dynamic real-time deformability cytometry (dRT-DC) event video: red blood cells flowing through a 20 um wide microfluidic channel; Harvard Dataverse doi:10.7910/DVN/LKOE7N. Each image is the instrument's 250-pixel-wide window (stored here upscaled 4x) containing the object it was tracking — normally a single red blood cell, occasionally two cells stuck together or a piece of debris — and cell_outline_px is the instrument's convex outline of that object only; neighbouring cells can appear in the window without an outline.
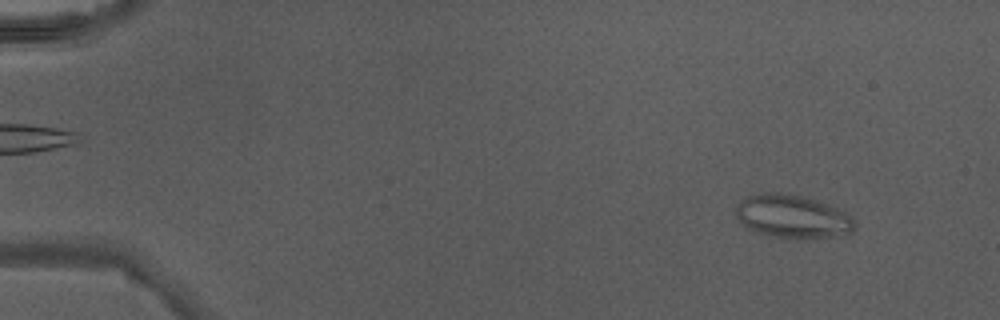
{"species": "Egyptian fruit bat (a non-hibernating species)", "species_latin": "Rousettus aegyptiacus", "temperature_condition": "warm", "stored_images_in_passage": 39, "camera_frame_rate_fps": 3000, "um_per_image_px": 0.085, "animal": {"sex": "male"}, "frame": {"image": 1, "passage_image": 5, "time_ms": 1.333, "image_size_px": [1000, 320], "cell_outline_px": [[856, 228], [852, 232], [832, 236], [768, 236], [756, 232], [748, 228], [736, 216], [736, 208], [740, 200], [748, 196], [764, 192], [776, 192], [800, 196], [824, 204], [844, 212], [852, 216], [856, 224]], "centroid_in_image_um": [67.32, 18.38], "position_along_channel_um": 17.7, "area_um2": 28.9}}
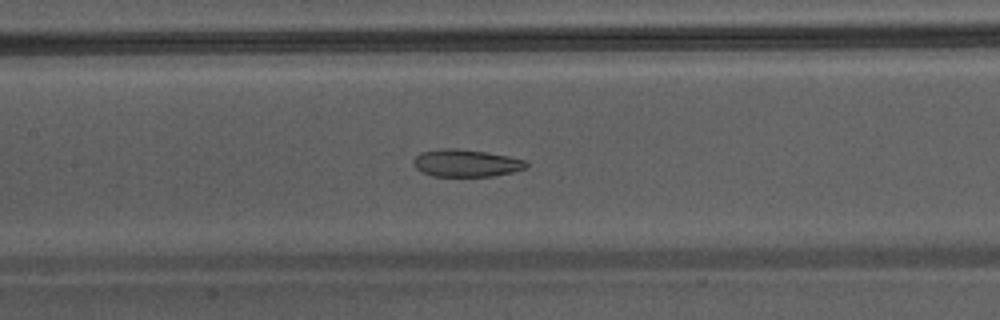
{"frame": {"image": 2, "passage_image": 24, "time_ms": 7.667, "image_size_px": [1000, 320], "cell_outline_px": [[528, 164], [524, 168], [512, 172], [496, 176], [432, 176], [420, 172], [412, 164], [412, 160], [420, 152], [440, 148], [456, 148], [484, 152], [508, 156], [524, 160]], "centroid_in_image_um": [39.55, 13.86], "position_along_channel_um": 167.9, "area_um2": 18.03}}
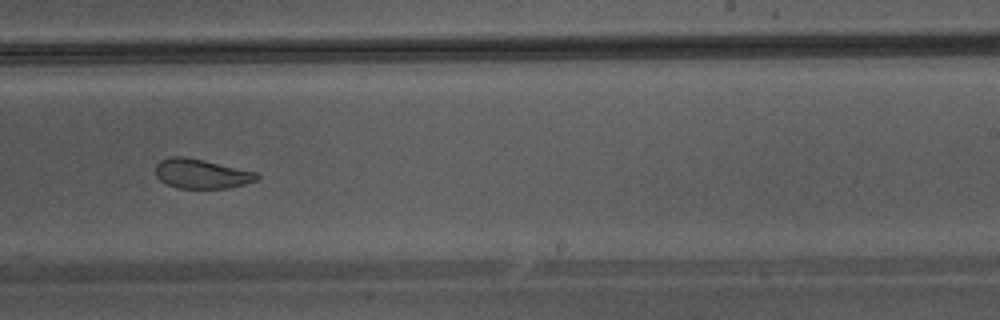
{"frame": {"image": 3, "passage_image": 31, "time_ms": 10.0, "image_size_px": [1000, 320], "cell_outline_px": [[260, 176], [256, 180], [244, 184], [228, 188], [176, 188], [160, 180], [156, 176], [156, 164], [160, 160], [172, 156], [184, 156], [204, 160], [260, 172]], "centroid_in_image_um": [17.15, 14.76], "position_along_channel_um": 271.9, "area_um2": 17.57}}